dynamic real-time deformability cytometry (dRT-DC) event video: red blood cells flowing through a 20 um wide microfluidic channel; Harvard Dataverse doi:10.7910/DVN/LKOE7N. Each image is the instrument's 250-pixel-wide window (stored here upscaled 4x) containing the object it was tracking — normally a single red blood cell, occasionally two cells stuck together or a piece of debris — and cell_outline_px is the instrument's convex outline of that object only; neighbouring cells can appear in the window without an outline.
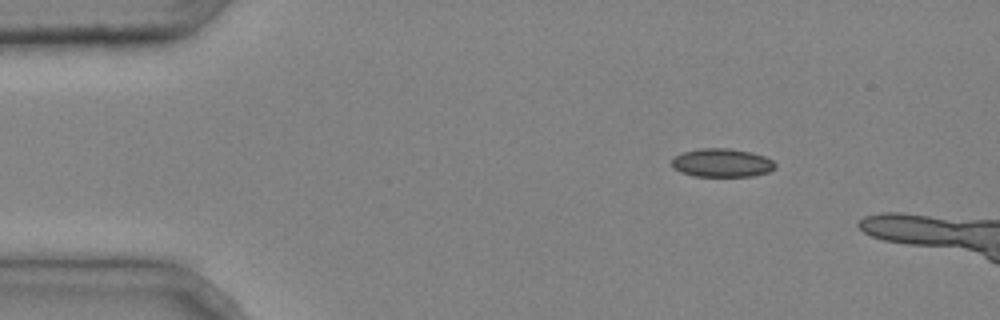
{"species": "common noctule bat (a hibernating species)", "species_latin": "Nyctalus noctula", "temperature_condition": "cold", "stored_images_in_passage": 3, "camera_frame_rate_fps": 3000, "um_per_image_px": 0.085, "animal": {"sex": "male", "body_mass_g": 20.4}, "frame": {"image": 1, "passage_image": 1, "time_ms": 0.0, "image_size_px": [1000, 320], "cell_outline_px": [[776, 168], [768, 172], [752, 176], [692, 176], [680, 172], [672, 168], [672, 160], [676, 156], [684, 152], [700, 148], [728, 148], [752, 152], [764, 156], [772, 160], [776, 164]], "centroid_in_image_um": [61.37, 13.84], "position_along_channel_um": 23.6, "area_um2": 17.22}}